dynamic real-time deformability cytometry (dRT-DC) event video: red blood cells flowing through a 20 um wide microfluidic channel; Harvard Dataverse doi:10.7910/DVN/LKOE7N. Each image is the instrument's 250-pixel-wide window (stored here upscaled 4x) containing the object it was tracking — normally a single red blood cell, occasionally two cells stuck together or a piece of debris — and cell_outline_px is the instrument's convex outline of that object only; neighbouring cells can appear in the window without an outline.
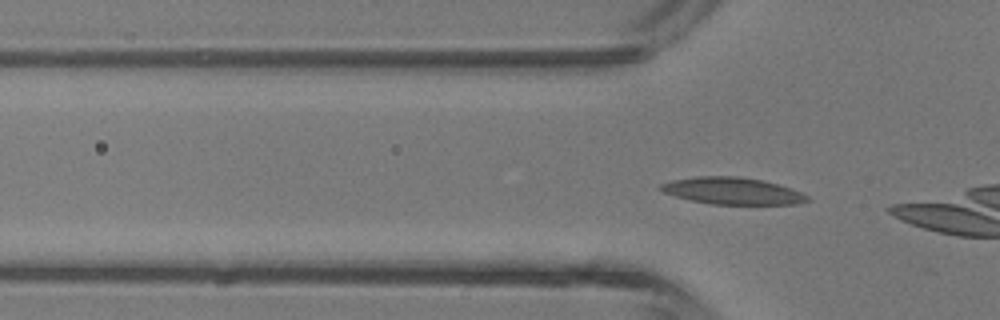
{"species": "common noctule bat (a hibernating species)", "species_latin": "Nyctalus noctula", "temperature_condition": "room temperature", "stored_images_in_passage": 6, "camera_frame_rate_fps": 3000, "um_per_image_px": 0.085, "animal": {"sex": "male", "body_mass_g": 13.3}, "frame": {"image": 1, "passage_image": 6, "time_ms": 6.667, "image_size_px": [1000, 320], "cell_outline_px": [[812, 200], [800, 204], [712, 204], [688, 200], [664, 192], [656, 188], [660, 184], [672, 180], [696, 176], [736, 176], [764, 180], [792, 188], [808, 196]], "centroid_in_image_um": [62.26, 16.23], "position_along_channel_um": 63.5, "area_um2": 23.18}}